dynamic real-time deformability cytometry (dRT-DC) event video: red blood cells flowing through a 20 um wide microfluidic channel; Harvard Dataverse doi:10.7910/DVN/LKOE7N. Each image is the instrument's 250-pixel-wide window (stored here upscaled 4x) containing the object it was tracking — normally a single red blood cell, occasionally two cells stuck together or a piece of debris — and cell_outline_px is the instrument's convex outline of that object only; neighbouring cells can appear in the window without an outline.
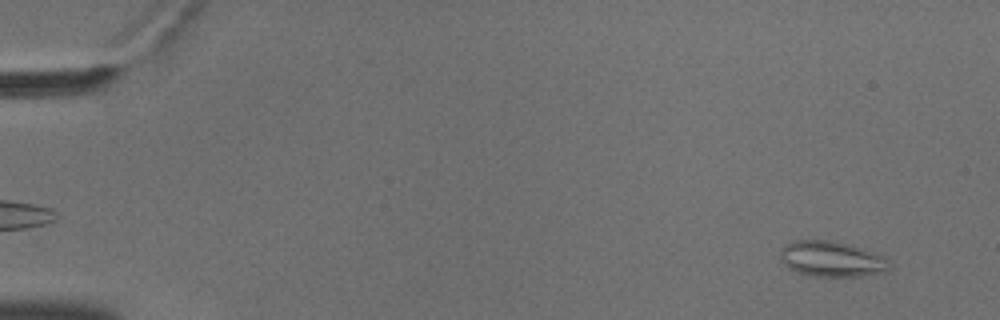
{"species": "common noctule bat (a hibernating species)", "species_latin": "Nyctalus noctula", "temperature_condition": "cold", "stored_images_in_passage": 56, "camera_frame_rate_fps": 3000, "um_per_image_px": 0.085, "animal": {"sex": "male", "body_mass_g": 18.8}, "frame": {"image": 1, "passage_image": 4, "time_ms": 1.0, "image_size_px": [1000, 320], "cell_outline_px": [[892, 268], [884, 272], [860, 276], [812, 276], [796, 272], [788, 268], [784, 264], [780, 256], [780, 248], [784, 244], [792, 240], [832, 240], [848, 244], [860, 248], [892, 260]], "centroid_in_image_um": [70.68, 22.01], "position_along_channel_um": 14.3, "area_um2": 22.83}}
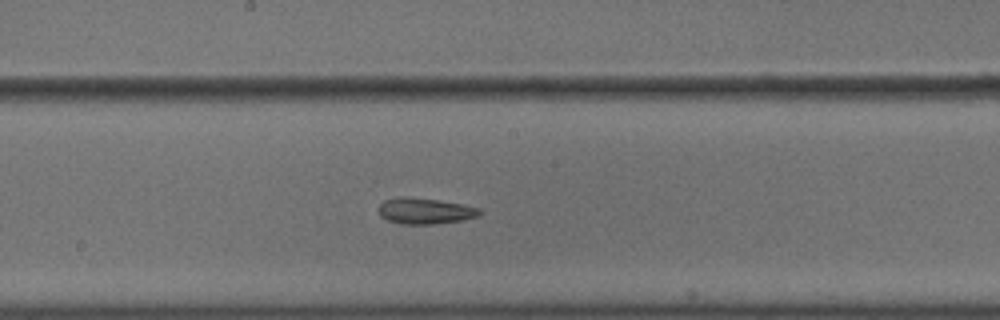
{"frame": {"image": 2, "passage_image": 31, "time_ms": 10.0, "image_size_px": [1000, 320], "cell_outline_px": [[484, 212], [476, 216], [464, 220], [436, 224], [404, 224], [388, 220], [380, 216], [376, 208], [384, 200], [396, 196], [404, 196], [436, 200], [460, 204], [480, 208]], "centroid_in_image_um": [36.08, 17.93], "position_along_channel_um": 212.1, "area_um2": 15.43}}
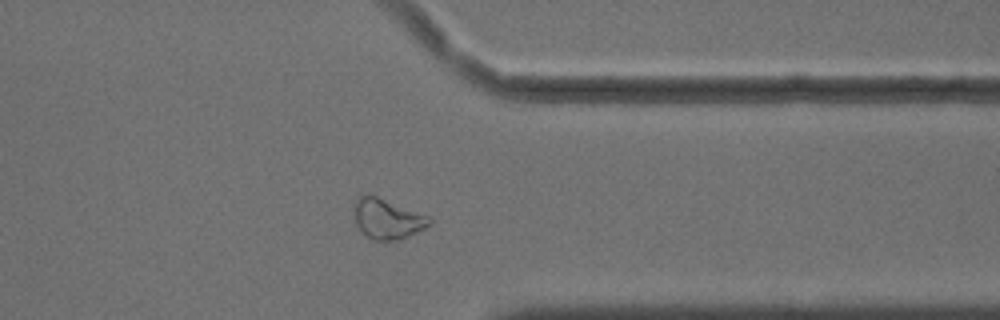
{"frame": {"image": 3, "passage_image": 45, "time_ms": 14.667, "image_size_px": [1000, 320], "cell_outline_px": [[432, 224], [400, 240], [372, 240], [356, 224], [352, 212], [352, 208], [356, 200], [360, 196], [376, 196], [432, 216]], "centroid_in_image_um": [32.95, 18.6], "position_along_channel_um": 378.5, "area_um2": 17.69}, "authors_computed_cell_mechanics": {"area_um2": 18.496, "velocity_mm_per_s": 3.6273, "shape_relaxation_time_tau1_ms": null, "shape_relaxation_time_tau2_ms": 4.2596, "deformation_change_tau1": null, "deformation_change_tau2": 0.1207}}